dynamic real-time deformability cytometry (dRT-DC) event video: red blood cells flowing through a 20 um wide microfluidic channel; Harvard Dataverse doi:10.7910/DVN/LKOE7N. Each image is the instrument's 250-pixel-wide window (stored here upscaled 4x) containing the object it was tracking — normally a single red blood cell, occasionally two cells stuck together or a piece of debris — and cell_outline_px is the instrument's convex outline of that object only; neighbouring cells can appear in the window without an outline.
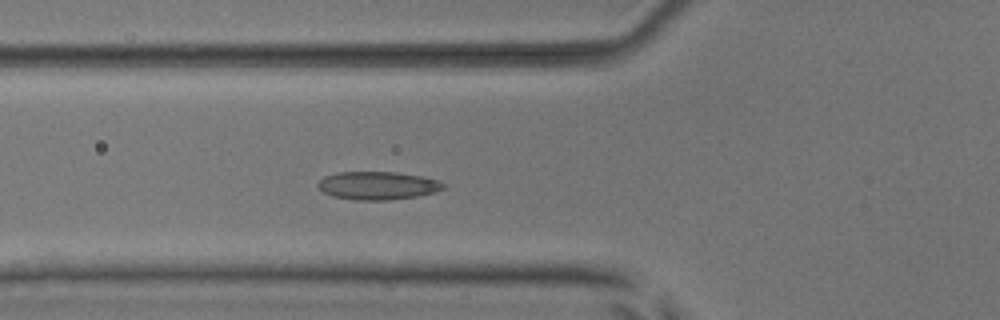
{"species": "common noctule bat (a hibernating species)", "species_latin": "Nyctalus noctula", "temperature_condition": "room temperature", "stored_images_in_passage": 5, "camera_frame_rate_fps": 3000, "um_per_image_px": 0.085, "animal": {"sex": "male", "body_mass_g": 17.9, "forearm_length_mm": 54.2}, "frame": {"image": 1, "passage_image": 5, "time_ms": 4.667, "image_size_px": [1000, 320], "cell_outline_px": [[448, 184], [444, 188], [436, 192], [416, 196], [388, 200], [356, 200], [332, 196], [324, 192], [316, 184], [324, 176], [336, 172], [396, 172], [420, 176], [436, 180]], "centroid_in_image_um": [32.1, 15.77], "position_along_channel_um": 93.7, "area_um2": 20.52}}